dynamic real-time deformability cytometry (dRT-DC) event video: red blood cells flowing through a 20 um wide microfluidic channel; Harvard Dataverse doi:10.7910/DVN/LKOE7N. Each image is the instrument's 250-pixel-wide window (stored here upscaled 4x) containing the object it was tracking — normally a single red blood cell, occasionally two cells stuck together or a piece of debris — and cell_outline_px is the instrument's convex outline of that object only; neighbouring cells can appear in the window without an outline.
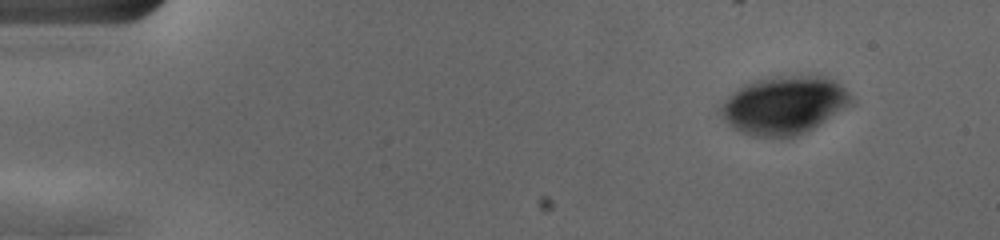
{"species": "human", "species_latin": "Homo sapiens", "temperature_condition": "cold", "stored_images_in_passage": 51, "camera_frame_rate_fps": 3000, "um_per_image_px": 0.085, "donor": {"sex": "female"}, "frame": {"image": 1, "passage_image": 1, "time_ms": 0.0, "image_size_px": [1000, 240], "cell_outline_px": [[852, 104], [812, 128], [796, 136], [752, 136], [740, 132], [728, 124], [716, 112], [724, 100], [740, 88], [756, 80], [776, 76], [824, 76], [836, 80], [848, 92], [852, 100]], "centroid_in_image_um": [66.63, 8.94], "position_along_channel_um": 18.4, "area_um2": 43.64}}
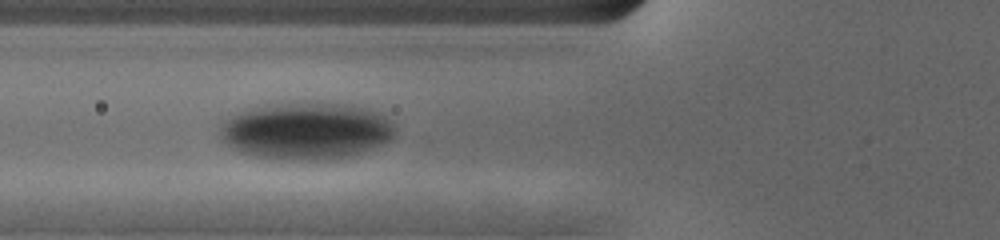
{"frame": {"image": 2, "passage_image": 17, "time_ms": 5.333, "image_size_px": [1000, 240], "cell_outline_px": [[396, 132], [388, 140], [372, 148], [348, 156], [312, 160], [256, 156], [240, 152], [228, 144], [220, 136], [220, 124], [224, 120], [236, 112], [264, 104], [304, 100], [356, 104], [380, 112], [392, 124]], "centroid_in_image_um": [26.01, 11.05], "position_along_channel_um": 99.8, "area_um2": 58.72}}
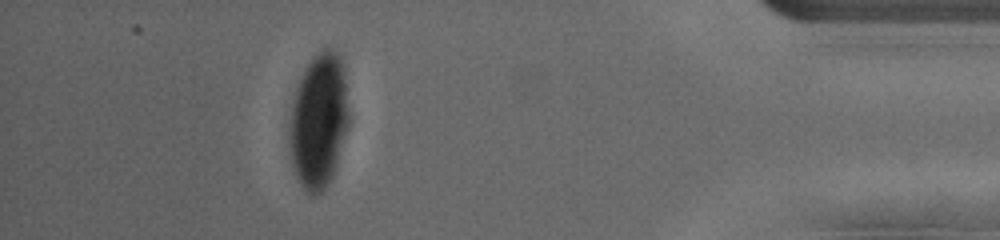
{"frame": {"image": 3, "passage_image": 46, "time_ms": 15.0, "image_size_px": [1000, 240], "cell_outline_px": [[348, 124], [336, 164], [332, 176], [324, 188], [316, 196], [312, 196], [304, 192], [296, 176], [292, 164], [288, 144], [288, 124], [292, 104], [296, 88], [308, 64], [324, 48], [332, 48], [340, 56], [344, 64], [348, 112]], "centroid_in_image_um": [27.07, 10.3], "position_along_channel_um": 408.1, "area_um2": 46.7}}